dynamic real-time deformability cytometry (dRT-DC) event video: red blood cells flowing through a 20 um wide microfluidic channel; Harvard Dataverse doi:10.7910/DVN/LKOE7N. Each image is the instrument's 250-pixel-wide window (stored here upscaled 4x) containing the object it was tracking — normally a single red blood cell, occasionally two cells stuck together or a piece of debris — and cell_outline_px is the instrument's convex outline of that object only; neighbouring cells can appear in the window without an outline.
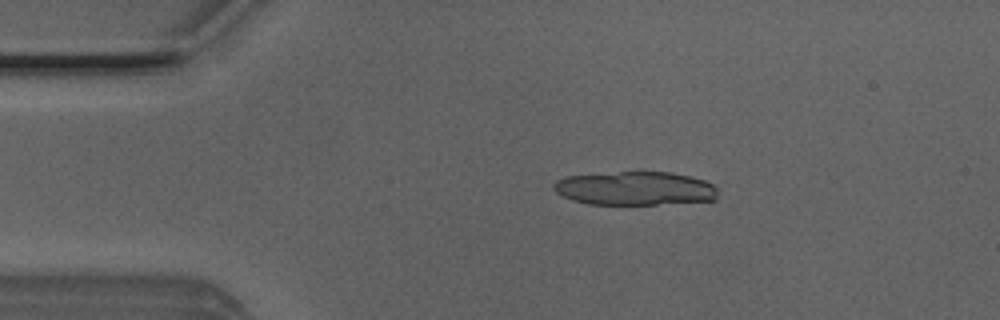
{"species": "Egyptian fruit bat (a non-hibernating species)", "species_latin": "Rousettus aegyptiacus", "temperature_condition": "room temperature", "stored_images_in_passage": 16, "camera_frame_rate_fps": 3000, "um_per_image_px": 0.085, "animal": {"sex": "male"}, "frame": {"image": 1, "passage_image": 9, "time_ms": 2.667, "image_size_px": [1000, 320], "cell_outline_px": [[716, 200], [656, 204], [588, 204], [572, 200], [556, 192], [552, 188], [552, 184], [556, 180], [564, 176], [620, 172], [672, 172], [704, 180], [712, 184], [716, 188]], "centroid_in_image_um": [53.94, 16.01], "position_along_channel_um": 31.1, "area_um2": 32.14}}